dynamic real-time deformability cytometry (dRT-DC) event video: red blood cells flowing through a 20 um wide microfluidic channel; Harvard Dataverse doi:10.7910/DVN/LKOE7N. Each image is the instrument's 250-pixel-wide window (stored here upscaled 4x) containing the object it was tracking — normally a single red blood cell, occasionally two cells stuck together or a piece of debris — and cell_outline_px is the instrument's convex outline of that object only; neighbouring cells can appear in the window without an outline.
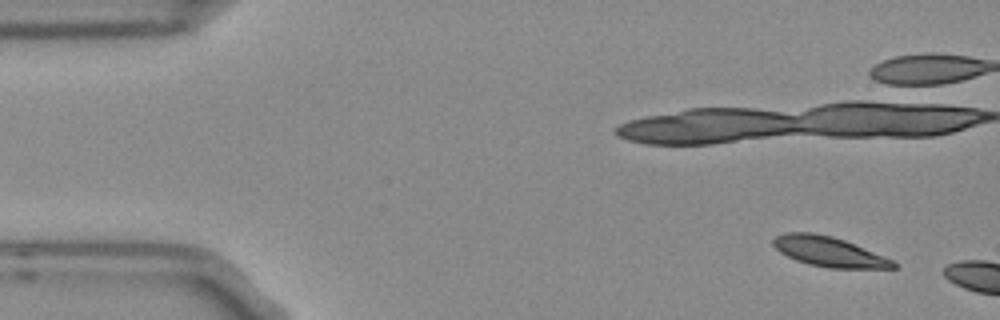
{"species": "Egyptian fruit bat (a non-hibernating species)", "species_latin": "Rousettus aegyptiacus", "temperature_condition": "room temperature", "stored_images_in_passage": 2, "camera_frame_rate_fps": 3000, "um_per_image_px": 0.085, "frame": {"image": 1, "passage_image": 1, "time_ms": 0.0, "image_size_px": [1000, 320], "cell_outline_px": [[900, 264], [896, 268], [828, 268], [808, 264], [796, 260], [780, 252], [772, 244], [772, 240], [776, 236], [784, 232], [812, 232], [832, 236], [844, 240], [892, 260]], "centroid_in_image_um": [70.43, 21.39], "position_along_channel_um": 14.6, "area_um2": 20.81}}